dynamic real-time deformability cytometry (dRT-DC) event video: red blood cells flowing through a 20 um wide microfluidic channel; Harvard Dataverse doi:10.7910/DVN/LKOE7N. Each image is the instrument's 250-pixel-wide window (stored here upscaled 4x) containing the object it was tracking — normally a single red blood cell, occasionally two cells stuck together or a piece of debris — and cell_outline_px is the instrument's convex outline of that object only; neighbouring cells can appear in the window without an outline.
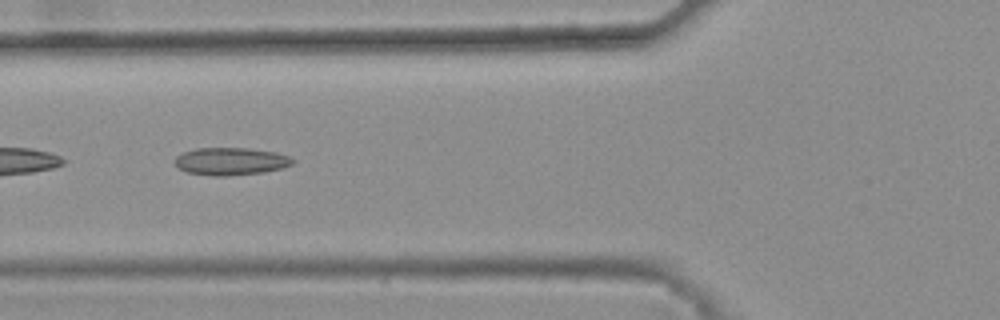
{"species": "common noctule bat (a hibernating species)", "species_latin": "Nyctalus noctula", "temperature_condition": "warm", "stored_images_in_passage": 46, "camera_frame_rate_fps": 3000, "um_per_image_px": 0.085, "animal": {"sex": "female", "body_mass_g": 25.1}, "frame": {"image": 1, "passage_image": 20, "time_ms": 6.333, "image_size_px": [1000, 320], "cell_outline_px": [[296, 160], [292, 164], [280, 168], [264, 172], [228, 176], [212, 176], [184, 172], [172, 160], [176, 156], [184, 152], [196, 148], [248, 148], [276, 152], [288, 156]], "centroid_in_image_um": [19.59, 13.71], "position_along_channel_um": 106.2, "area_um2": 19.02}, "authors_computed_cell_mechanics": {"area_um2": 17.8313, "velocity_mm_per_s": 3.8217, "shape_relaxation_time_tau1_ms": null, "shape_relaxation_time_tau2_ms": 5.0656, "deformation_change_tau1": null, "deformation_change_tau2": 0.1488}}